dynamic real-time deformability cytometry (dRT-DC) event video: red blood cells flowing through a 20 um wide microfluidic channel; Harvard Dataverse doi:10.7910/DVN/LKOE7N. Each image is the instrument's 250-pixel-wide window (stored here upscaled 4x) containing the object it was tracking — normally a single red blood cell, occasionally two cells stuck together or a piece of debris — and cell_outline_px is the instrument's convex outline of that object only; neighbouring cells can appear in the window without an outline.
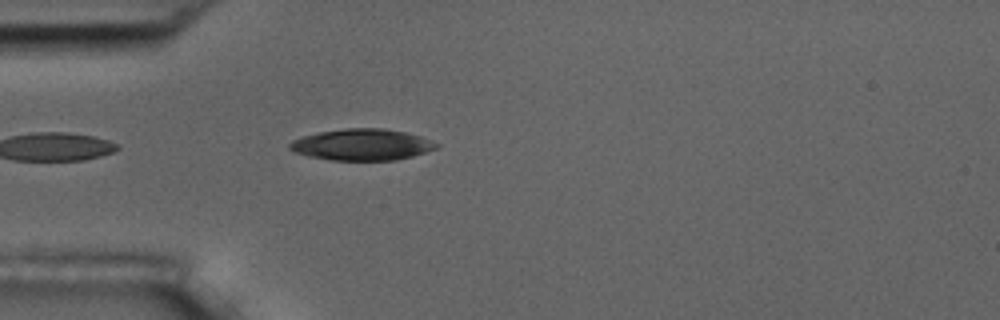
{"species": "common noctule bat (a hibernating species)", "species_latin": "Nyctalus noctula", "temperature_condition": "room temperature", "stored_images_in_passage": 5, "camera_frame_rate_fps": 3000, "um_per_image_px": 0.085, "animal": {"sex": "male", "body_mass_g": 17.5, "forearm_length_mm": 52.3}, "frame": {"image": 1, "passage_image": 5, "time_ms": 4.667, "image_size_px": [1000, 320], "cell_outline_px": [[440, 144], [436, 148], [412, 156], [396, 160], [332, 160], [308, 156], [296, 152], [288, 148], [288, 144], [292, 140], [300, 136], [320, 132], [344, 128], [384, 128], [404, 132], [420, 136], [432, 140]], "centroid_in_image_um": [30.75, 12.29], "position_along_channel_um": 54.3, "area_um2": 26.82}}